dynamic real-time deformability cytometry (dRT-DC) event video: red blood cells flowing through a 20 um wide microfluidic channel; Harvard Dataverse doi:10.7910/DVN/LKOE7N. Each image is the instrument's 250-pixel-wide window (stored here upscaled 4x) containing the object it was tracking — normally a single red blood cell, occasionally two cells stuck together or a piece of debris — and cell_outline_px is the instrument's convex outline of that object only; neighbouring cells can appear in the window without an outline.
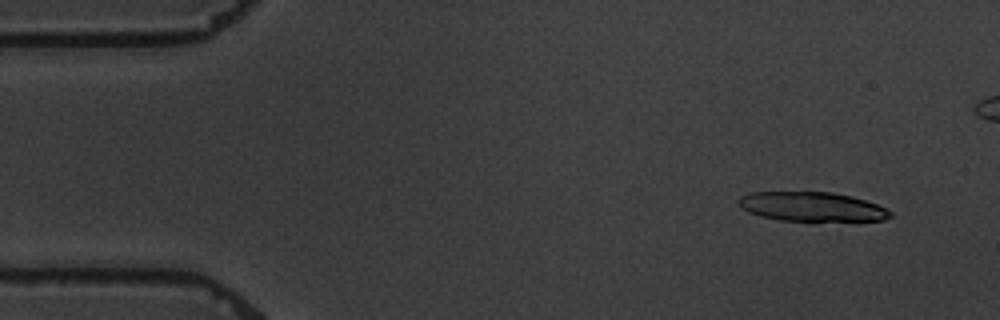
{"species": "common noctule bat (a hibernating species)", "species_latin": "Nyctalus noctula", "temperature_condition": "warm", "stored_images_in_passage": 10, "segment_of_instrument_passage": [1, 2], "camera_frame_rate_fps": 3000, "um_per_image_px": 0.085, "animal": {"sex": "male", "body_mass_g": 19.5, "forearm_length_mm": 54.6}, "frame": {"image": 1, "passage_image": 1, "time_ms": 0.0, "image_size_px": [1000, 320], "cell_outline_px": [[892, 216], [884, 220], [812, 224], [808, 224], [780, 220], [760, 216], [748, 212], [736, 200], [740, 196], [748, 192], [832, 192], [852, 196], [876, 204], [892, 212]], "centroid_in_image_um": [69.04, 17.62], "position_along_channel_um": 16.0, "area_um2": 27.17}}
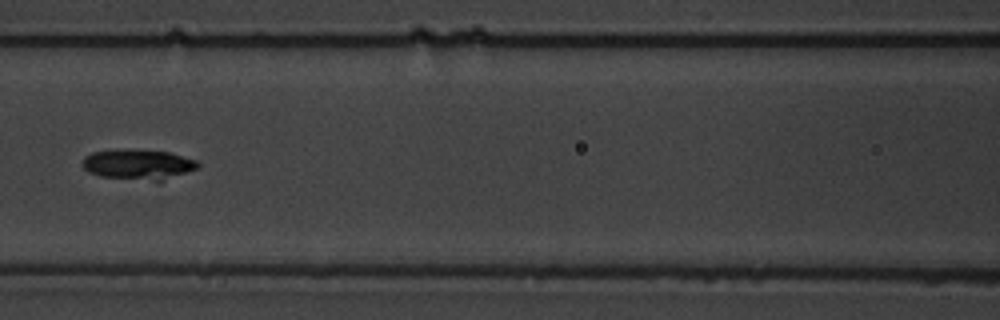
{"frame": {"image": 2, "passage_image": 7, "time_ms": 7.0, "image_size_px": [1000, 320], "cell_outline_px": [[200, 164], [196, 168], [160, 180], [156, 180], [100, 176], [88, 172], [80, 164], [84, 156], [92, 152], [124, 148], [128, 148], [168, 152], [196, 160]], "centroid_in_image_um": [11.65, 13.93], "position_along_channel_um": 155.0, "area_um2": 20.0}}
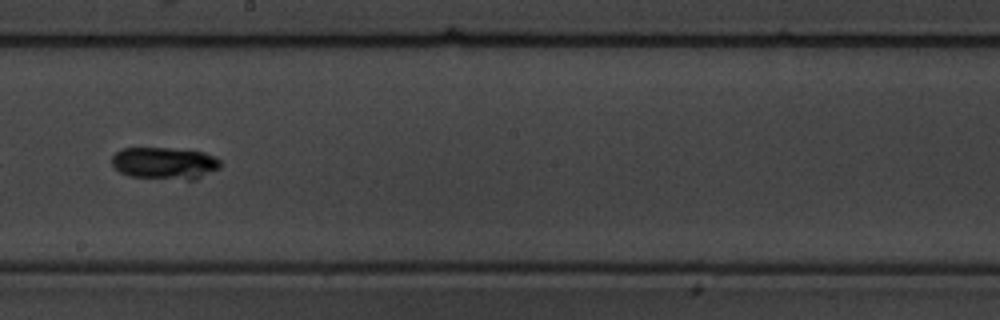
{"frame": {"image": 3, "passage_image": 9, "time_ms": 9.333, "image_size_px": [1000, 320], "cell_outline_px": [[220, 168], [196, 180], [188, 180], [128, 176], [120, 172], [112, 164], [112, 156], [120, 148], [168, 148], [204, 152], [220, 160]], "centroid_in_image_um": [13.99, 13.88], "position_along_channel_um": 234.2, "area_um2": 20.35}}